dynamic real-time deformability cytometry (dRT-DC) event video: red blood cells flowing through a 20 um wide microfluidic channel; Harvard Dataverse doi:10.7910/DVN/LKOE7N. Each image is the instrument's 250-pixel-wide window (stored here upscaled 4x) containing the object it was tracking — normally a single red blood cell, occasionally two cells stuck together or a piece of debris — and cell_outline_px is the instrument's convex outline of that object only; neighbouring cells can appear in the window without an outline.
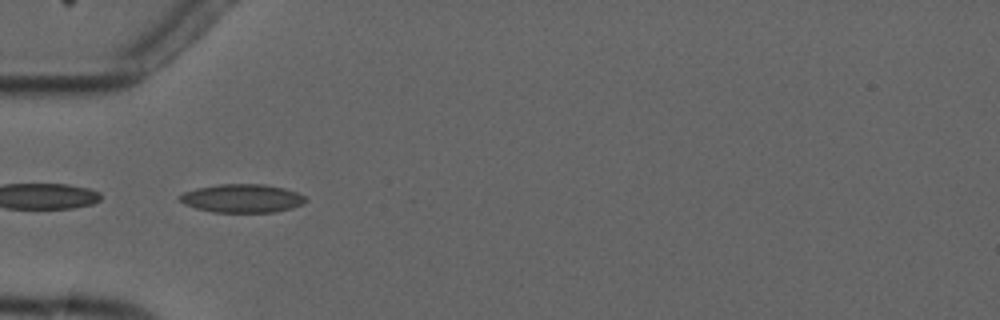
{"species": "common noctule bat (a hibernating species)", "species_latin": "Nyctalus noctula", "temperature_condition": "cold", "stored_images_in_passage": 14, "camera_frame_rate_fps": 3000, "um_per_image_px": 0.085, "animal": {"sex": "male", "forearm_length_mm": 52.5}, "frame": {"image": 1, "passage_image": 4, "time_ms": 3.667, "image_size_px": [1000, 320], "cell_outline_px": [[308, 200], [304, 204], [292, 208], [276, 212], [212, 212], [196, 208], [184, 204], [180, 200], [180, 196], [184, 192], [196, 188], [220, 184], [264, 184], [284, 188], [296, 192], [304, 196]], "centroid_in_image_um": [20.61, 16.86], "position_along_channel_um": 64.4, "area_um2": 20.87}}
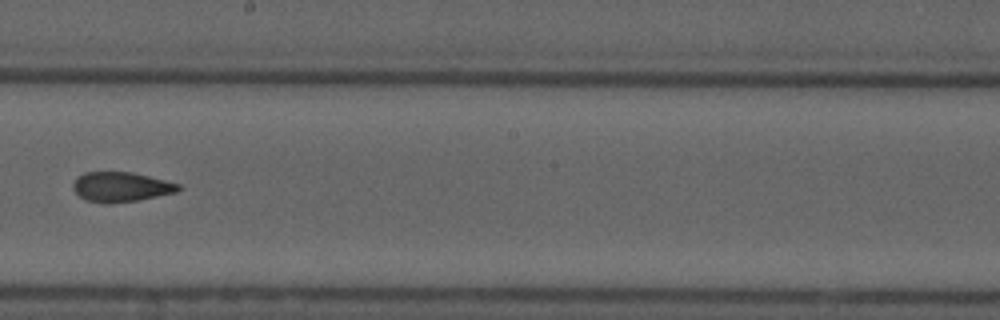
{"frame": {"image": 2, "passage_image": 8, "time_ms": 8.333, "image_size_px": [1000, 320], "cell_outline_px": [[180, 188], [176, 192], [136, 200], [112, 204], [104, 204], [84, 200], [72, 188], [72, 184], [84, 172], [132, 172], [180, 184]], "centroid_in_image_um": [10.25, 15.9], "position_along_channel_um": 238.0, "area_um2": 18.15}}
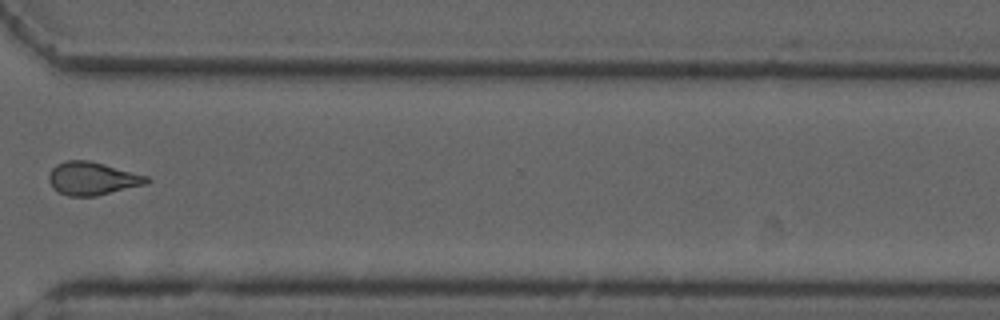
{"frame": {"image": 3, "passage_image": 11, "time_ms": 11.667, "image_size_px": [1000, 320], "cell_outline_px": [[152, 180], [148, 184], [96, 196], [68, 196], [60, 192], [48, 180], [48, 176], [52, 168], [56, 164], [64, 160], [88, 160], [104, 164], [148, 176]], "centroid_in_image_um": [7.89, 15.17], "position_along_channel_um": 362.7, "area_um2": 18.84}, "authors_computed_cell_mechanics": {"area_um2": 18.6983, "velocity_mm_per_s": 3.7505, "shape_relaxation_time_tau1_ms": null, "shape_relaxation_time_tau2_ms": 2.7891, "deformation_change_tau1": null, "deformation_change_tau2": 0.0744}}